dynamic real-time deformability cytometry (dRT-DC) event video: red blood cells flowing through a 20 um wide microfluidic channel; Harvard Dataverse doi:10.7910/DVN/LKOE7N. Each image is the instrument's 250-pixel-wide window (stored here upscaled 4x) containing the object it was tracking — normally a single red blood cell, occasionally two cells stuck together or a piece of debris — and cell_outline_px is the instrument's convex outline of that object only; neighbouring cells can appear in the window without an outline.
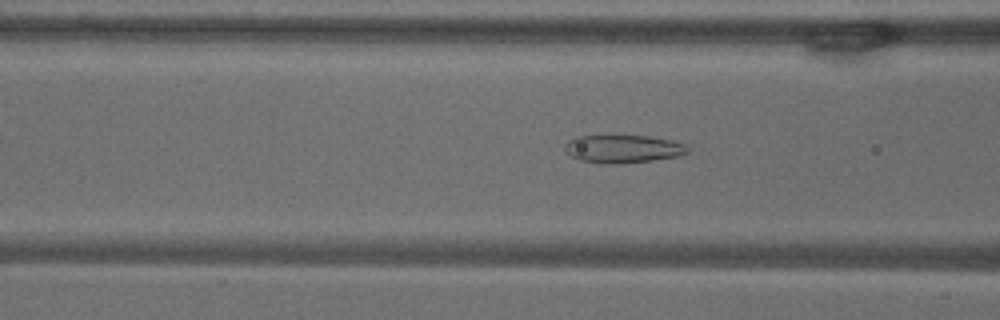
{"species": "common noctule bat (a hibernating species)", "species_latin": "Nyctalus noctula", "temperature_condition": "warm", "stored_images_in_passage": 43, "camera_frame_rate_fps": 3000, "um_per_image_px": 0.085, "animal": {"sex": "male", "body_mass_g": 18.8}, "frame": {"image": 1, "passage_image": 9, "time_ms": 2.667, "image_size_px": [1000, 320], "cell_outline_px": [[692, 148], [688, 152], [676, 156], [652, 160], [620, 164], [604, 164], [580, 160], [572, 156], [564, 148], [564, 144], [568, 140], [576, 136], [648, 136], [672, 140], [688, 144]], "centroid_in_image_um": [52.99, 12.65], "position_along_channel_um": 113.6, "area_um2": 20.11}}
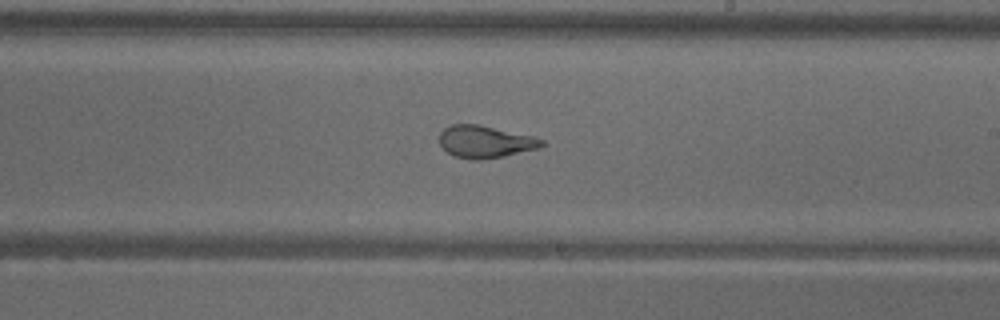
{"frame": {"image": 2, "passage_image": 20, "time_ms": 6.333, "image_size_px": [1000, 320], "cell_outline_px": [[544, 144], [540, 148], [504, 156], [480, 160], [472, 160], [456, 156], [448, 152], [440, 144], [440, 132], [444, 128], [452, 124], [476, 124], [536, 136], [544, 140]], "centroid_in_image_um": [41.28, 12.04], "position_along_channel_um": 247.7, "area_um2": 19.25}}
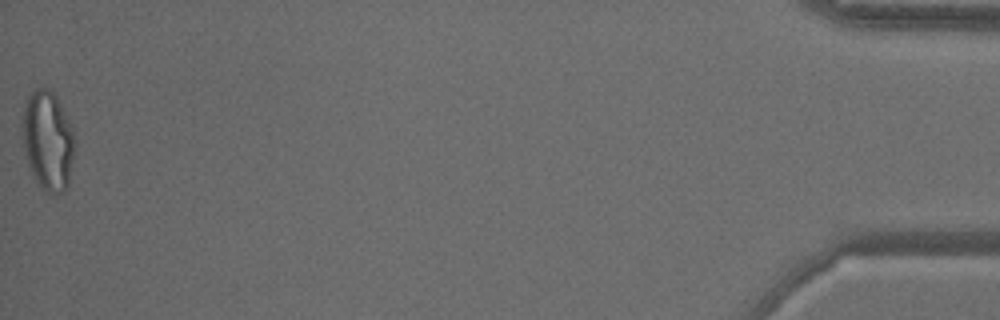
{"frame": {"image": 3, "passage_image": 43, "time_ms": 14.0, "image_size_px": [1000, 320], "cell_outline_px": [[72, 156], [68, 188], [64, 192], [52, 196], [44, 192], [40, 188], [28, 164], [24, 148], [20, 124], [24, 100], [28, 92], [36, 88], [48, 88], [56, 96], [72, 128]], "centroid_in_image_um": [4.0, 11.94], "position_along_channel_um": 431.2, "area_um2": 30.58}, "authors_computed_cell_mechanics": {"area_um2": 21.0392, "velocity_mm_per_s": 3.6619, "shape_relaxation_time_tau1_ms": 11.2498, "shape_relaxation_time_tau2_ms": 1.1203, "deformation_change_tau1": 0.2851, "deformation_change_tau2": 0.0838}}